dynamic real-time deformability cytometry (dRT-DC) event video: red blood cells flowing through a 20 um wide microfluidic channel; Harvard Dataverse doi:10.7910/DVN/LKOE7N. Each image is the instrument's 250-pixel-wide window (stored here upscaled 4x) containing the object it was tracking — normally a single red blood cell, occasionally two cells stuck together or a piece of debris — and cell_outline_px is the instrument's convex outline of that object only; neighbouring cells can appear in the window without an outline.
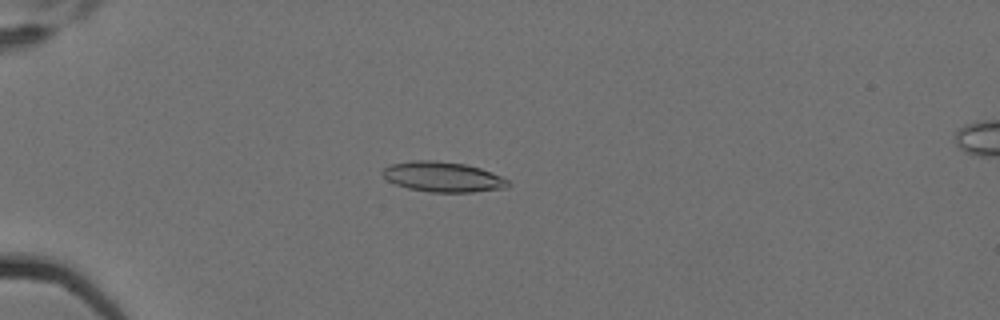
{"species": "Egyptian fruit bat (a non-hibernating species)", "species_latin": "Rousettus aegyptiacus", "temperature_condition": "cold", "stored_images_in_passage": 7, "camera_frame_rate_fps": 3000, "um_per_image_px": 0.085, "animal": {"sex": "female"}, "frame": {"image": 1, "passage_image": 5, "time_ms": 1.333, "image_size_px": [1000, 320], "cell_outline_px": [[512, 184], [508, 188], [472, 192], [432, 192], [408, 188], [396, 184], [388, 180], [380, 172], [384, 168], [392, 164], [412, 160], [436, 160], [464, 164], [480, 168], [500, 176], [508, 180]], "centroid_in_image_um": [37.66, 15.03], "position_along_channel_um": 47.3, "area_um2": 22.02}}
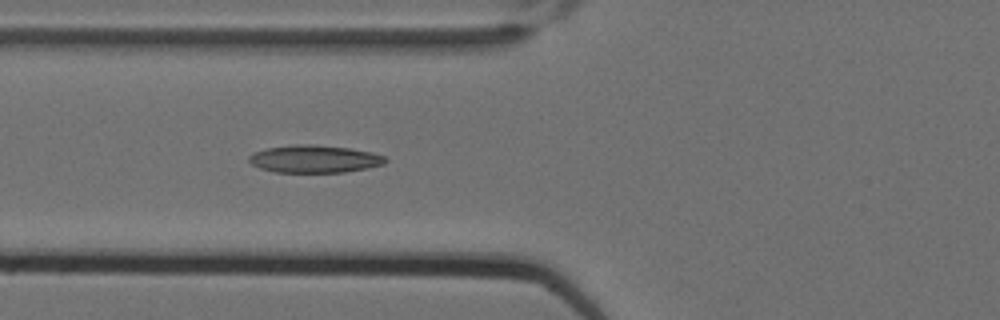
{"frame": {"image": 2, "passage_image": 7, "time_ms": 2.0, "image_size_px": [1000, 320], "cell_outline_px": [[388, 160], [384, 164], [368, 168], [344, 172], [276, 172], [260, 168], [252, 164], [248, 160], [248, 156], [252, 152], [268, 148], [296, 144], [316, 144], [348, 148], [372, 152], [384, 156]], "centroid_in_image_um": [26.73, 13.5], "position_along_channel_um": 99.1, "area_um2": 21.96}}